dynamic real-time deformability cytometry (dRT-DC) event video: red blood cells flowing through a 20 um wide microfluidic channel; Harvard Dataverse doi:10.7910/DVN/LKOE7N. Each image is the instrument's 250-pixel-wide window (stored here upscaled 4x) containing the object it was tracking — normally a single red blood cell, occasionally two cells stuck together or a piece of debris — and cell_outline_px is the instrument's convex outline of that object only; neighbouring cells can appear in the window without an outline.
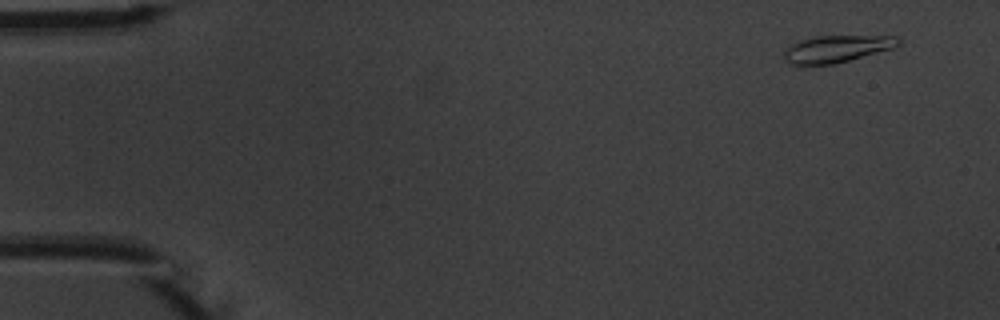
{"species": "common noctule bat (a hibernating species)", "species_latin": "Nyctalus noctula", "temperature_condition": "warm", "stored_images_in_passage": 5, "camera_frame_rate_fps": 3000, "um_per_image_px": 0.085, "animal": {"sex": "male", "body_mass_g": 20.1, "forearm_length_mm": 53.5}, "frame": {"image": 1, "passage_image": 1, "time_ms": 0.0, "image_size_px": [1000, 320], "cell_outline_px": [[900, 44], [892, 48], [848, 60], [832, 64], [792, 64], [784, 60], [784, 52], [792, 44], [800, 40], [816, 36], [896, 36], [900, 40]], "centroid_in_image_um": [71.12, 4.14], "position_along_channel_um": 13.9, "area_um2": 17.57}}